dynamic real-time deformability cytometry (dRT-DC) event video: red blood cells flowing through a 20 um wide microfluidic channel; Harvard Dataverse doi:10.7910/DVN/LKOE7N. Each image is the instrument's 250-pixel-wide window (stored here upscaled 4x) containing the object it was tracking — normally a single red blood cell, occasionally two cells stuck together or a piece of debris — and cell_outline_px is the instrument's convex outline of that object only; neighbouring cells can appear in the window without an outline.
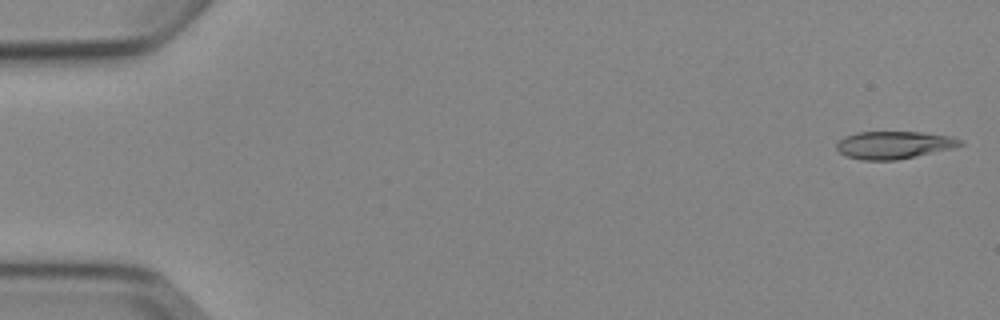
{"species": "Egyptian fruit bat (a non-hibernating species)", "species_latin": "Rousettus aegyptiacus", "temperature_condition": "cold", "stored_images_in_passage": 4, "camera_frame_rate_fps": 3000, "um_per_image_px": 0.085, "animal": {"sex": "female"}, "frame": {"image": 1, "passage_image": 1, "time_ms": 0.0, "image_size_px": [1000, 320], "cell_outline_px": [[964, 144], [952, 148], [896, 160], [860, 160], [844, 156], [836, 148], [836, 144], [844, 136], [856, 132], [920, 132], [952, 136], [964, 140]], "centroid_in_image_um": [75.97, 12.32], "position_along_channel_um": 9.0, "area_um2": 19.94}}
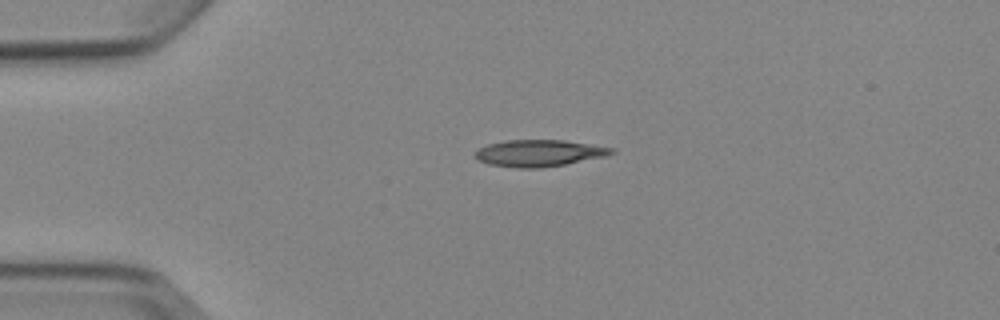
{"frame": {"image": 2, "passage_image": 4, "time_ms": 3.667, "image_size_px": [1000, 320], "cell_outline_px": [[616, 152], [608, 156], [564, 164], [540, 168], [516, 168], [488, 164], [476, 160], [472, 156], [480, 148], [488, 144], [504, 140], [564, 140], [616, 148]], "centroid_in_image_um": [45.82, 13.02], "position_along_channel_um": 39.2, "area_um2": 21.44}}